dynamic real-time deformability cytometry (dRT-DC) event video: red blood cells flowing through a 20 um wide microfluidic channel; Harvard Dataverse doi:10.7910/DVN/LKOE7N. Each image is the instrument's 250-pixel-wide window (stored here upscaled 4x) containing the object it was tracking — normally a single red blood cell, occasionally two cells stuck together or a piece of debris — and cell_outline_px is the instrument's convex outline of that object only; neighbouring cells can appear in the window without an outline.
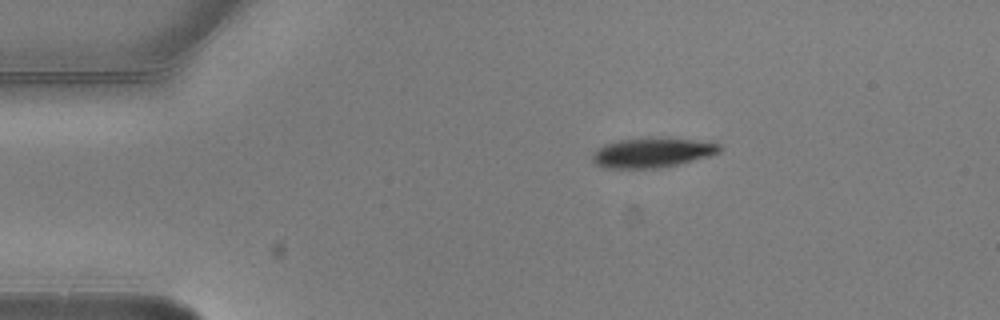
{"species": "common noctule bat (a hibernating species)", "species_latin": "Nyctalus noctula", "temperature_condition": "warm", "stored_images_in_passage": 8, "camera_frame_rate_fps": 3000, "um_per_image_px": 0.085, "animal": {"sex": "male", "body_mass_g": 20.5, "forearm_length_mm": 52.5}, "frame": {"image": 1, "passage_image": 1, "time_ms": 0.0, "image_size_px": [1000, 320], "cell_outline_px": [[720, 152], [708, 156], [676, 164], [656, 168], [604, 168], [596, 164], [592, 160], [592, 152], [604, 144], [616, 140], [660, 136], [692, 140], [720, 144]], "centroid_in_image_um": [55.37, 12.95], "position_along_channel_um": 29.6, "area_um2": 22.08}}